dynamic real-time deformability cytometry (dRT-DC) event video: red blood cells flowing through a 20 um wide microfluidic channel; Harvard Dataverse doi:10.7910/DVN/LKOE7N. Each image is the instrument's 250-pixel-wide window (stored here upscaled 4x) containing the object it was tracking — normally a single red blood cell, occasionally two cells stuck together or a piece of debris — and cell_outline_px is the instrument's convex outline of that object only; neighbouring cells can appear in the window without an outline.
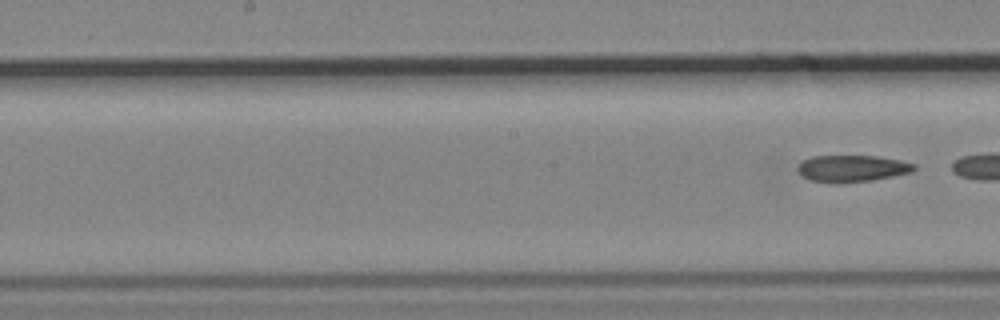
{"species": "common noctule bat (a hibernating species)", "species_latin": "Nyctalus noctula", "temperature_condition": "cold", "stored_images_in_passage": 6, "segment_of_instrument_passage": [2, 2], "camera_frame_rate_fps": 3000, "um_per_image_px": 0.085, "animal": {"sex": "male", "body_mass_g": 19.2, "forearm_length_mm": 51.8}, "frame": {"image": 1, "passage_image": 6, "time_ms": 6.333, "image_size_px": [1000, 320], "cell_outline_px": [[916, 168], [912, 172], [872, 180], [808, 180], [796, 168], [804, 160], [812, 156], [876, 156], [900, 160], [916, 164]], "centroid_in_image_um": [72.49, 14.27], "position_along_channel_um": 175.7, "area_um2": 17.22}}